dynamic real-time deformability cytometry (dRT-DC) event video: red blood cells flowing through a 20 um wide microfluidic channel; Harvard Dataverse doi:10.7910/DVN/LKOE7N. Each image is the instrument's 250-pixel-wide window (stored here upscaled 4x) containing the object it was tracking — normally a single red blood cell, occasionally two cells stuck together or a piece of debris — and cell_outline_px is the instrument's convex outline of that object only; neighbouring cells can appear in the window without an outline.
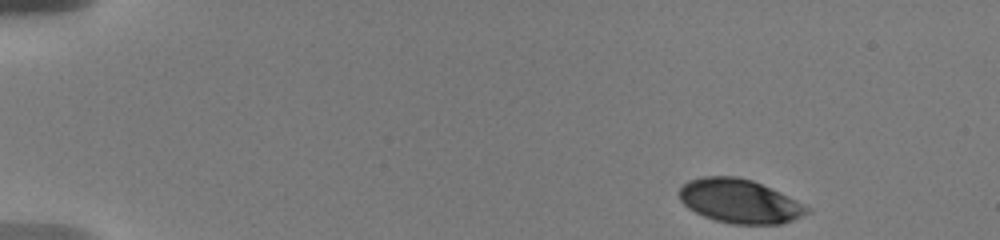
{"species": "human", "species_latin": "Homo sapiens", "temperature_condition": "warm", "stored_images_in_passage": 16, "camera_frame_rate_fps": 3000, "um_per_image_px": 0.085, "donor": {"sex": "male"}, "frame": {"image": 1, "passage_image": 1, "time_ms": 0.0, "image_size_px": [1000, 240], "cell_outline_px": [[812, 212], [792, 220], [780, 224], [732, 224], [716, 220], [704, 216], [688, 208], [680, 200], [680, 188], [688, 180], [704, 176], [736, 176], [752, 180], [796, 200], [812, 208]], "centroid_in_image_um": [62.88, 17.1], "position_along_channel_um": 22.1, "area_um2": 32.54}}
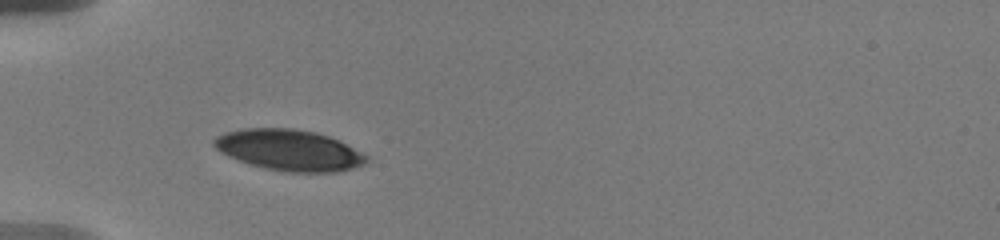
{"frame": {"image": 2, "passage_image": 15, "time_ms": 4.0, "image_size_px": [1000, 240], "cell_outline_px": [[372, 160], [368, 164], [336, 172], [284, 172], [264, 168], [228, 156], [220, 152], [212, 144], [212, 140], [216, 136], [224, 132], [244, 128], [292, 128], [316, 132], [340, 140], [368, 156]], "centroid_in_image_um": [24.61, 12.76], "position_along_channel_um": 60.4, "area_um2": 36.76}}